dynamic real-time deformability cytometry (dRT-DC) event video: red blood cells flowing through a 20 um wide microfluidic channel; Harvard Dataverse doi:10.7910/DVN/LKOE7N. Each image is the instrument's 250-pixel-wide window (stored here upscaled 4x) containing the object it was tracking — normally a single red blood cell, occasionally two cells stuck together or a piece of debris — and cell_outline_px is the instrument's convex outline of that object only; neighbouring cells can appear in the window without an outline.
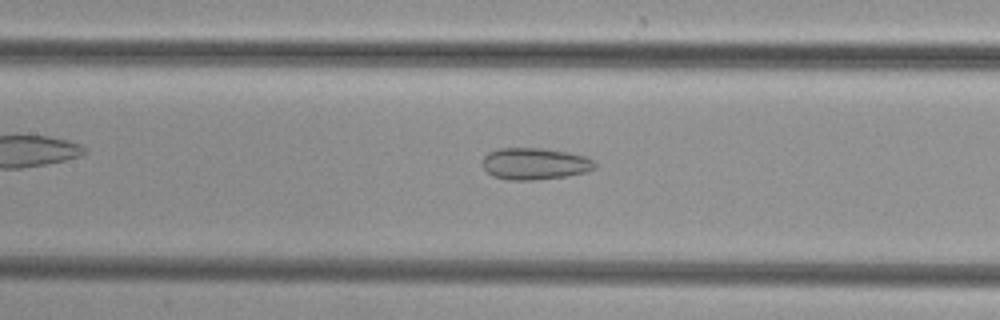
{"species": "common noctule bat (a hibernating species)", "species_latin": "Nyctalus noctula", "temperature_condition": "cold", "stored_images_in_passage": 41, "camera_frame_rate_fps": 3000, "um_per_image_px": 0.085, "animal": {"sex": "female", "body_mass_g": 29.2, "forearm_length_mm": 56.3}, "frame": {"image": 1, "passage_image": 15, "time_ms": 4.667, "image_size_px": [1000, 320], "cell_outline_px": [[596, 168], [584, 172], [568, 176], [536, 180], [508, 180], [492, 176], [484, 168], [484, 156], [488, 152], [500, 148], [544, 148], [568, 152], [588, 156], [596, 164]], "centroid_in_image_um": [45.48, 13.91], "position_along_channel_um": 161.9, "area_um2": 20.92}}
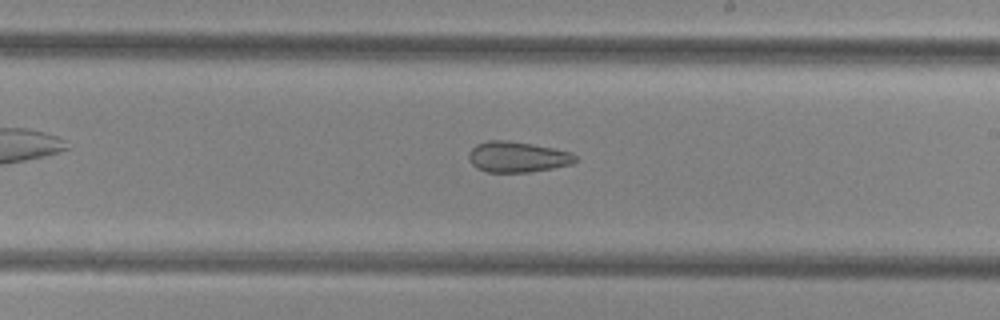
{"frame": {"image": 2, "passage_image": 21, "time_ms": 6.667, "image_size_px": [1000, 320], "cell_outline_px": [[576, 160], [572, 164], [552, 168], [528, 172], [488, 172], [476, 168], [472, 164], [468, 156], [468, 152], [476, 144], [488, 140], [508, 140], [532, 144], [572, 152], [576, 156]], "centroid_in_image_um": [43.96, 13.33], "position_along_channel_um": 245.0, "area_um2": 19.07}}
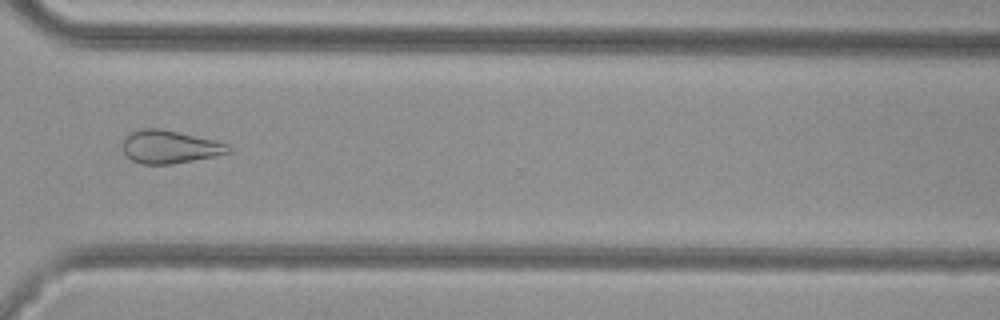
{"frame": {"image": 3, "passage_image": 29, "time_ms": 9.333, "image_size_px": [1000, 320], "cell_outline_px": [[232, 152], [216, 156], [172, 164], [140, 164], [132, 160], [124, 152], [124, 136], [132, 132], [144, 128], [160, 128], [216, 140], [228, 144], [232, 148]], "centroid_in_image_um": [14.47, 12.48], "position_along_channel_um": 356.1, "area_um2": 20.4}}